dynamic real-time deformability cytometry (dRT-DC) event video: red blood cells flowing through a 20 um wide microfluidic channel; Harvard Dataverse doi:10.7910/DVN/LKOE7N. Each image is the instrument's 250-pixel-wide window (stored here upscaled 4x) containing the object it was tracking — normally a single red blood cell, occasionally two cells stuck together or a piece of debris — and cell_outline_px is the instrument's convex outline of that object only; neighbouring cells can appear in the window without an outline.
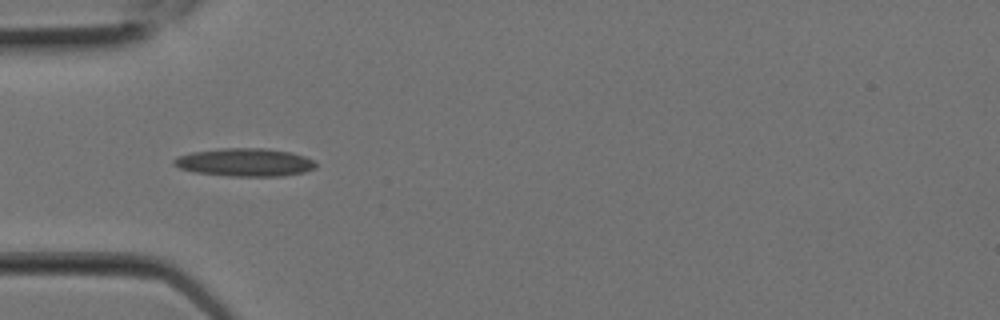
{"species": "Egyptian fruit bat (a non-hibernating species)", "species_latin": "Rousettus aegyptiacus", "temperature_condition": "room temperature", "stored_images_in_passage": 2, "camera_frame_rate_fps": 3000, "um_per_image_px": 0.085, "animal": {"sex": "female"}, "frame": {"image": 1, "passage_image": 1, "time_ms": 0.0, "image_size_px": [1000, 320], "cell_outline_px": [[316, 168], [304, 172], [280, 176], [232, 176], [196, 172], [180, 168], [172, 164], [172, 160], [176, 156], [192, 152], [220, 148], [268, 148], [292, 152], [304, 156], [312, 160], [316, 164]], "centroid_in_image_um": [20.8, 13.78], "position_along_channel_um": 64.2, "area_um2": 23.24}}